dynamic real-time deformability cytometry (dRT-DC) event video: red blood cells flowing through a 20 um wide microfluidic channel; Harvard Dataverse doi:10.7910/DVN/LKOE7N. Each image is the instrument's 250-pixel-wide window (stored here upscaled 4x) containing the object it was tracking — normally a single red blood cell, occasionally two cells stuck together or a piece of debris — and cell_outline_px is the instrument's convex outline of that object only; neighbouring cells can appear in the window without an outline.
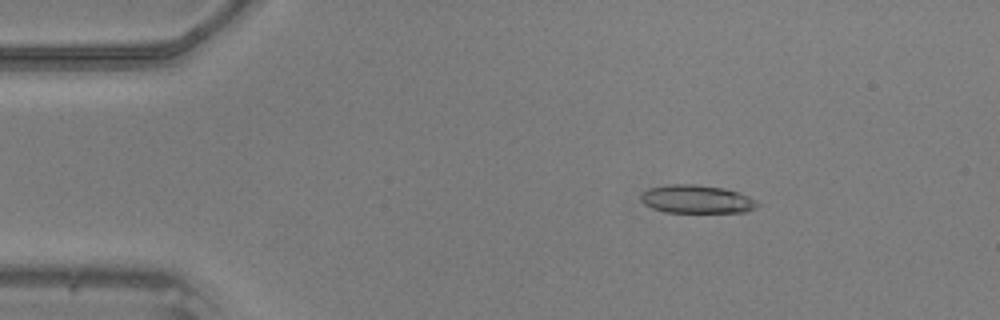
{"species": "common noctule bat (a hibernating species)", "species_latin": "Nyctalus noctula", "temperature_condition": "warm", "stored_images_in_passage": 48, "camera_frame_rate_fps": 3000, "um_per_image_px": 0.085, "animal": {"sex": "male", "body_mass_g": 20.5, "forearm_length_mm": 52.5}, "frame": {"image": 1, "passage_image": 7, "time_ms": 2.0, "image_size_px": [1000, 320], "cell_outline_px": [[760, 204], [756, 208], [744, 212], [664, 212], [652, 208], [644, 204], [640, 200], [640, 192], [648, 188], [668, 184], [696, 184], [724, 188], [748, 196], [756, 200]], "centroid_in_image_um": [59.17, 16.92], "position_along_channel_um": 25.8, "area_um2": 19.36}}
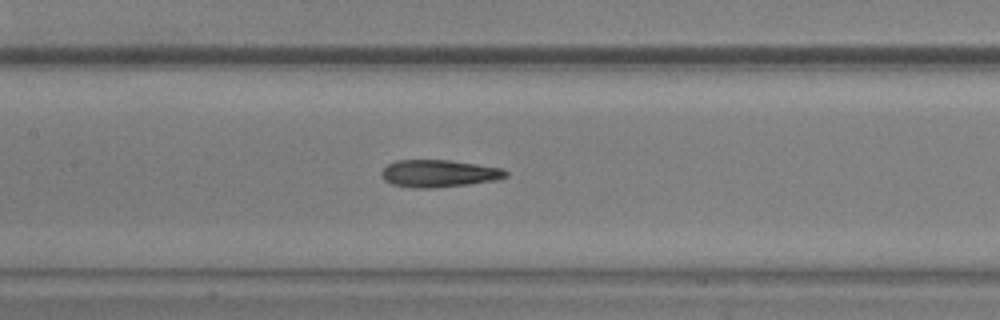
{"frame": {"image": 2, "passage_image": 22, "time_ms": 7.0, "image_size_px": [1000, 320], "cell_outline_px": [[508, 176], [496, 180], [468, 184], [432, 188], [412, 188], [392, 184], [384, 180], [380, 176], [380, 172], [388, 164], [396, 160], [448, 160], [504, 168], [508, 172]], "centroid_in_image_um": [37.29, 14.74], "position_along_channel_um": 170.1, "area_um2": 19.88}}
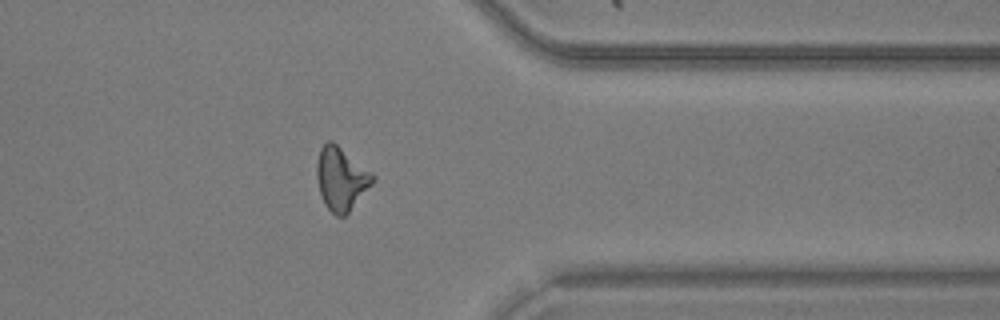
{"frame": {"image": 3, "passage_image": 38, "time_ms": 12.333, "image_size_px": [1000, 320], "cell_outline_px": [[376, 176], [372, 184], [348, 212], [344, 216], [336, 216], [324, 204], [320, 196], [316, 176], [316, 164], [320, 148], [328, 140], [332, 140], [372, 172]], "centroid_in_image_um": [28.98, 15.17], "position_along_channel_um": 382.4, "area_um2": 20.58}}